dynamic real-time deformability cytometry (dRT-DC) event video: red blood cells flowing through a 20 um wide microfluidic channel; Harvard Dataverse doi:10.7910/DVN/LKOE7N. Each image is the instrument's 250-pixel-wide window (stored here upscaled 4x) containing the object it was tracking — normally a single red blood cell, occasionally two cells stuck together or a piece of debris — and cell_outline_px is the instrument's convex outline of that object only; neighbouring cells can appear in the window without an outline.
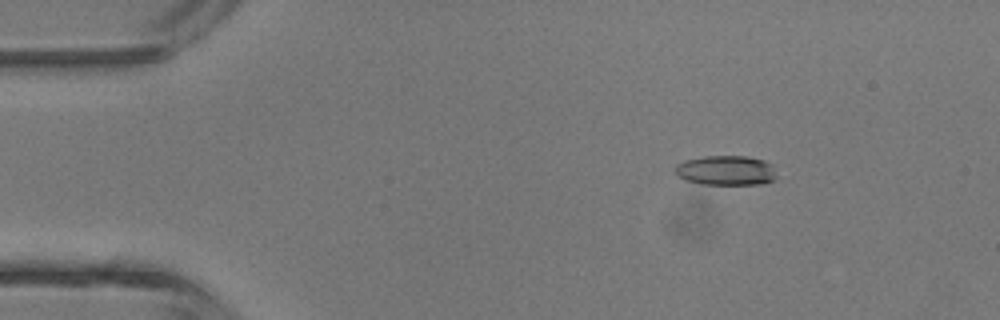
{"species": "common noctule bat (a hibernating species)", "species_latin": "Nyctalus noctula", "temperature_condition": "room temperature", "stored_images_in_passage": 4, "camera_frame_rate_fps": 3000, "um_per_image_px": 0.085, "animal": {"sex": "male", "body_mass_g": 13.3}, "frame": {"image": 1, "passage_image": 2, "time_ms": 1.0, "image_size_px": [1000, 320], "cell_outline_px": [[776, 180], [760, 184], [700, 184], [684, 180], [676, 172], [676, 164], [684, 160], [704, 156], [744, 156], [764, 160], [772, 164], [776, 176]], "centroid_in_image_um": [61.72, 14.48], "position_along_channel_um": 23.3, "area_um2": 17.63}}
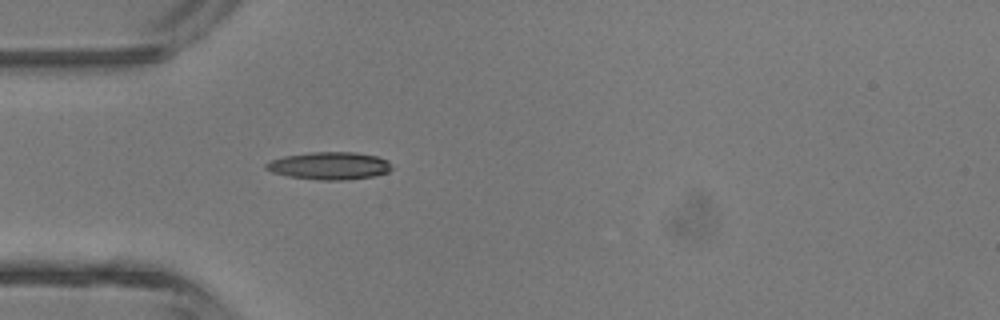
{"frame": {"image": 2, "passage_image": 4, "time_ms": 3.333, "image_size_px": [1000, 320], "cell_outline_px": [[392, 168], [388, 172], [376, 176], [348, 180], [320, 180], [288, 176], [272, 172], [264, 168], [264, 164], [272, 160], [284, 156], [308, 152], [356, 152], [376, 156], [388, 160]], "centroid_in_image_um": [28.01, 14.09], "position_along_channel_um": 57.0, "area_um2": 20.35}}